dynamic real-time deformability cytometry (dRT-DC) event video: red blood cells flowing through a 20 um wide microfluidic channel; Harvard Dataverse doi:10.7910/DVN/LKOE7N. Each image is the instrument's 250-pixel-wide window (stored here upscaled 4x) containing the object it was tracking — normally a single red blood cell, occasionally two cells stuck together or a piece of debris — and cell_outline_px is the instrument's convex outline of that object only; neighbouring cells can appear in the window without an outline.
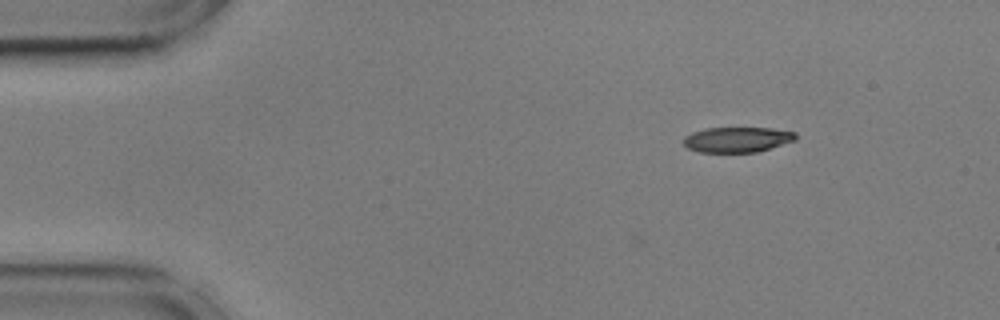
{"species": "common noctule bat (a hibernating species)", "species_latin": "Nyctalus noctula", "temperature_condition": "cold", "stored_images_in_passage": 39, "camera_frame_rate_fps": 3000, "um_per_image_px": 0.085, "animal": {"sex": "male", "body_mass_g": 17.9, "forearm_length_mm": 54.2}, "frame": {"image": 1, "passage_image": 1, "time_ms": 0.0, "image_size_px": [1000, 320], "cell_outline_px": [[796, 140], [756, 152], [700, 152], [688, 148], [684, 144], [684, 136], [692, 132], [704, 128], [772, 128], [796, 132]], "centroid_in_image_um": [62.66, 11.86], "position_along_channel_um": 22.3, "area_um2": 16.47}}
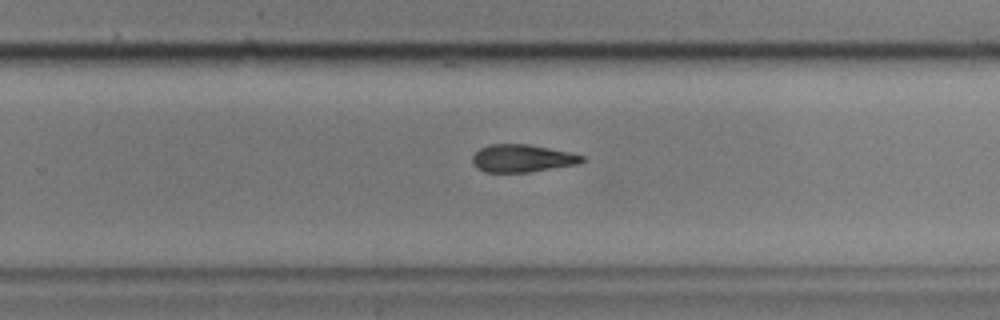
{"frame": {"image": 2, "passage_image": 29, "time_ms": 9.333, "image_size_px": [1000, 320], "cell_outline_px": [[584, 160], [576, 164], [528, 172], [484, 172], [476, 168], [472, 164], [472, 156], [480, 148], [488, 144], [528, 144], [568, 152], [584, 156]], "centroid_in_image_um": [44.31, 13.45], "position_along_channel_um": 285.5, "area_um2": 17.51}}
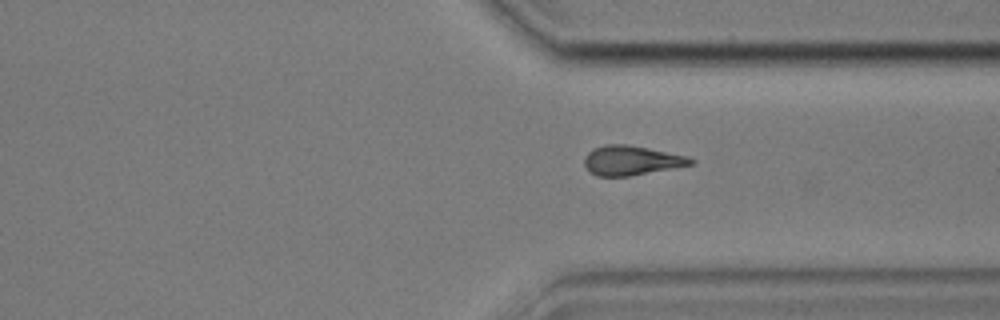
{"frame": {"image": 3, "passage_image": 35, "time_ms": 11.333, "image_size_px": [1000, 320], "cell_outline_px": [[696, 160], [692, 164], [672, 168], [628, 176], [596, 176], [588, 172], [584, 164], [584, 156], [592, 148], [604, 144], [628, 144], [648, 148], [684, 156]], "centroid_in_image_um": [53.57, 13.63], "position_along_channel_um": 357.8, "area_um2": 18.21}, "authors_computed_cell_mechanics": {"area_um2": 18.3226, "velocity_mm_per_s": 3.6023, "shape_relaxation_time_tau1_ms": 9.8906, "shape_relaxation_time_tau2_ms": 5.0452, "deformation_change_tau1": 0.2181, "deformation_change_tau2": 0.1599}}